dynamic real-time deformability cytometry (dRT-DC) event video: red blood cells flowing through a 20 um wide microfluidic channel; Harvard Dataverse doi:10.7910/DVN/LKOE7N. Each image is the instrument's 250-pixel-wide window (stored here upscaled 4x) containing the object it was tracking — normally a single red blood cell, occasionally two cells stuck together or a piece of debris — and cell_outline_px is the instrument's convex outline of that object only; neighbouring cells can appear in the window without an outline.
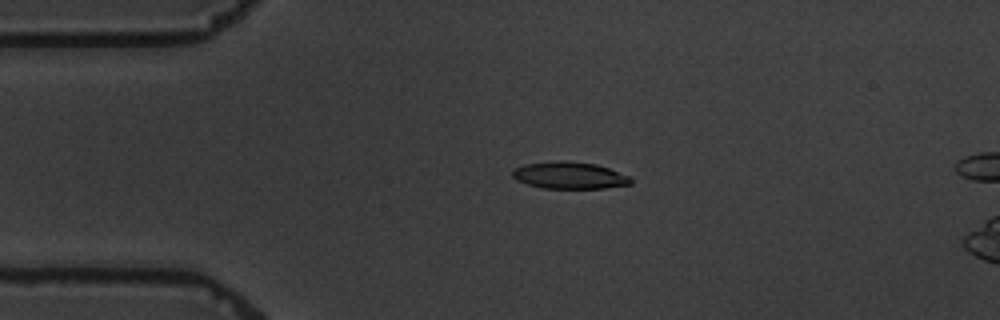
{"species": "common noctule bat (a hibernating species)", "species_latin": "Nyctalus noctula", "temperature_condition": "warm", "stored_images_in_passage": 5, "camera_frame_rate_fps": 3000, "um_per_image_px": 0.085, "animal": {"sex": "male", "body_mass_g": 19.5, "forearm_length_mm": 54.6}, "frame": {"image": 1, "passage_image": 4, "time_ms": 3.333, "image_size_px": [1000, 320], "cell_outline_px": [[632, 184], [604, 188], [544, 188], [528, 184], [516, 180], [512, 176], [512, 168], [524, 164], [556, 160], [564, 160], [596, 164], [608, 168], [628, 176], [632, 180]], "centroid_in_image_um": [48.36, 14.89], "position_along_channel_um": 36.6, "area_um2": 18.61}}